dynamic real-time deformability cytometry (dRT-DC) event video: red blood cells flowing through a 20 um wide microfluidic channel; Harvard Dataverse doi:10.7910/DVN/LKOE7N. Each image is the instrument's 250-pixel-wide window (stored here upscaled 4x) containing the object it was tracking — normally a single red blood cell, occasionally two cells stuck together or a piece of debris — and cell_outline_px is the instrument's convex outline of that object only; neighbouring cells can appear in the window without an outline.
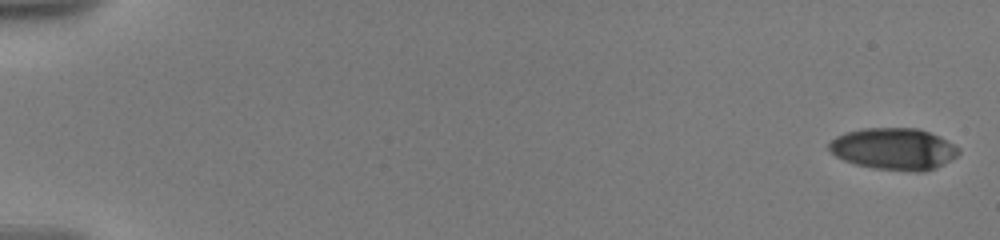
{"species": "human", "species_latin": "Homo sapiens", "temperature_condition": "warm", "stored_images_in_passage": 14, "camera_frame_rate_fps": 3000, "um_per_image_px": 0.085, "donor": {"sex": "male"}, "frame": {"image": 1, "passage_image": 1, "time_ms": 0.0, "image_size_px": [1000, 240], "cell_outline_px": [[960, 152], [956, 156], [944, 164], [936, 168], [924, 172], [912, 172], [872, 168], [856, 164], [844, 160], [836, 156], [828, 148], [828, 144], [836, 136], [848, 132], [864, 128], [916, 128], [940, 136], [960, 148]], "centroid_in_image_um": [76.0, 12.67], "position_along_channel_um": 9.0, "area_um2": 31.62}}
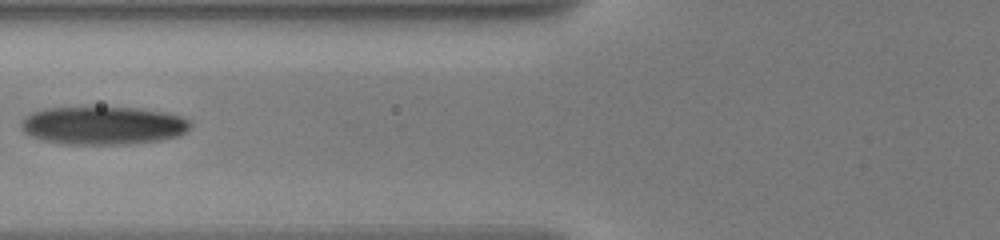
{"frame": {"image": 2, "passage_image": 12, "time_ms": 8.0, "image_size_px": [1000, 240], "cell_outline_px": [[192, 128], [188, 132], [180, 136], [160, 140], [128, 144], [64, 144], [44, 140], [32, 136], [24, 132], [20, 128], [20, 124], [24, 116], [32, 112], [44, 108], [144, 108], [164, 112], [180, 116], [192, 120]], "centroid_in_image_um": [8.81, 10.67], "position_along_channel_um": 117.0, "area_um2": 37.92}}
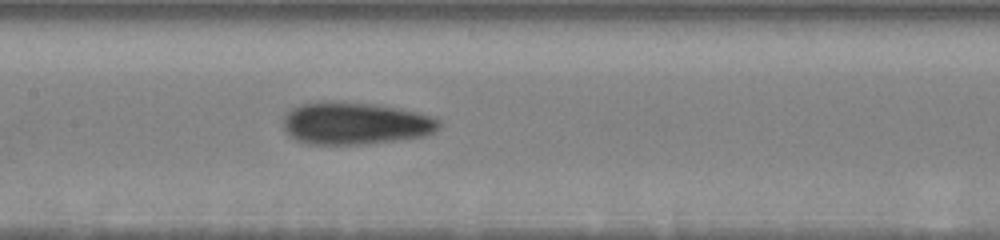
{"frame": {"image": 3, "passage_image": 14, "time_ms": 9.667, "image_size_px": [1000, 240], "cell_outline_px": [[440, 128], [436, 132], [424, 136], [400, 140], [364, 144], [308, 144], [296, 140], [288, 136], [284, 132], [284, 112], [300, 104], [324, 100], [328, 100], [372, 104], [400, 108], [416, 112], [440, 120]], "centroid_in_image_um": [30.15, 10.48], "position_along_channel_um": 177.2, "area_um2": 38.9}}